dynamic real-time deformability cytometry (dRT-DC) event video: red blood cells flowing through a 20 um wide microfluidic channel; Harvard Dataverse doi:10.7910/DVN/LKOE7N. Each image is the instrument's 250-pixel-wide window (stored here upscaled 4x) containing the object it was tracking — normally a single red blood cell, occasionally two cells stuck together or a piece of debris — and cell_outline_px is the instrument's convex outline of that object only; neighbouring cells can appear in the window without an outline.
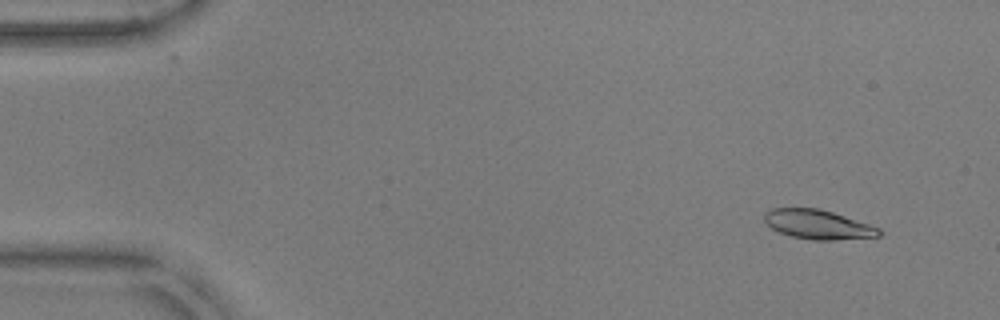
{"species": "common noctule bat (a hibernating species)", "species_latin": "Nyctalus noctula", "temperature_condition": "warm", "stored_images_in_passage": 49, "camera_frame_rate_fps": 3000, "um_per_image_px": 0.085, "animal": {"sex": "male", "body_mass_g": 17.9, "forearm_length_mm": 54.2}, "frame": {"image": 1, "passage_image": 1, "time_ms": 0.0, "image_size_px": [1000, 320], "cell_outline_px": [[884, 232], [880, 236], [832, 240], [812, 240], [792, 236], [780, 232], [772, 228], [764, 220], [764, 212], [772, 208], [820, 208], [880, 228]], "centroid_in_image_um": [69.53, 19.08], "position_along_channel_um": 15.5, "area_um2": 19.48}}
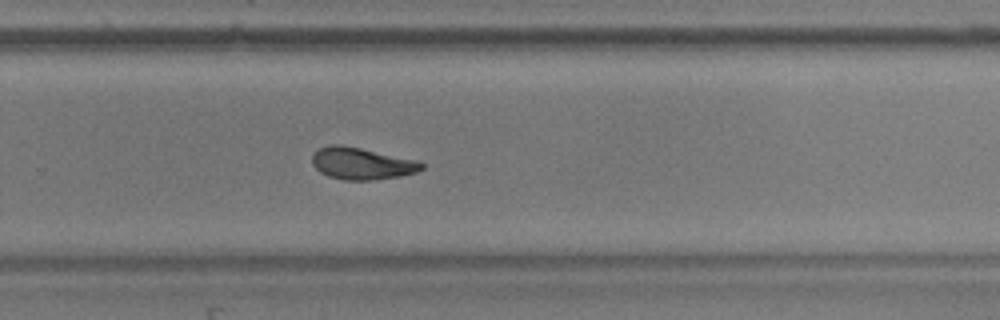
{"frame": {"image": 2, "passage_image": 32, "time_ms": 10.333, "image_size_px": [1000, 320], "cell_outline_px": [[424, 168], [416, 172], [400, 176], [372, 180], [344, 180], [328, 176], [320, 172], [312, 164], [312, 156], [320, 148], [332, 144], [340, 144], [420, 160], [424, 164]], "centroid_in_image_um": [30.77, 13.9], "position_along_channel_um": 299.0, "area_um2": 20.4}}
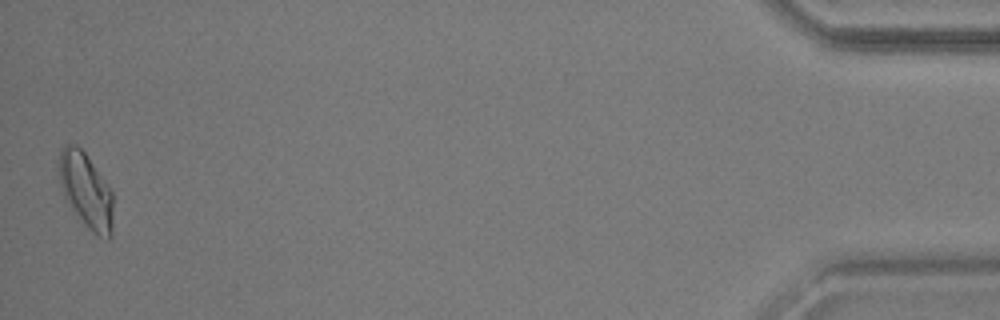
{"frame": {"image": 3, "passage_image": 49, "time_ms": 16.0, "image_size_px": [1000, 320], "cell_outline_px": [[112, 236], [108, 240], [96, 236], [88, 228], [64, 196], [60, 184], [60, 148], [64, 144], [76, 144], [84, 152], [112, 188]], "centroid_in_image_um": [7.35, 16.19], "position_along_channel_um": 427.9, "area_um2": 23.52}, "authors_computed_cell_mechanics": {"area_um2": 20.4612, "velocity_mm_per_s": 3.8077, "shape_relaxation_time_tau1_ms": 6.6004, "shape_relaxation_time_tau2_ms": 3.1208, "deformation_change_tau1": 0.1789, "deformation_change_tau2": 0.1045}}